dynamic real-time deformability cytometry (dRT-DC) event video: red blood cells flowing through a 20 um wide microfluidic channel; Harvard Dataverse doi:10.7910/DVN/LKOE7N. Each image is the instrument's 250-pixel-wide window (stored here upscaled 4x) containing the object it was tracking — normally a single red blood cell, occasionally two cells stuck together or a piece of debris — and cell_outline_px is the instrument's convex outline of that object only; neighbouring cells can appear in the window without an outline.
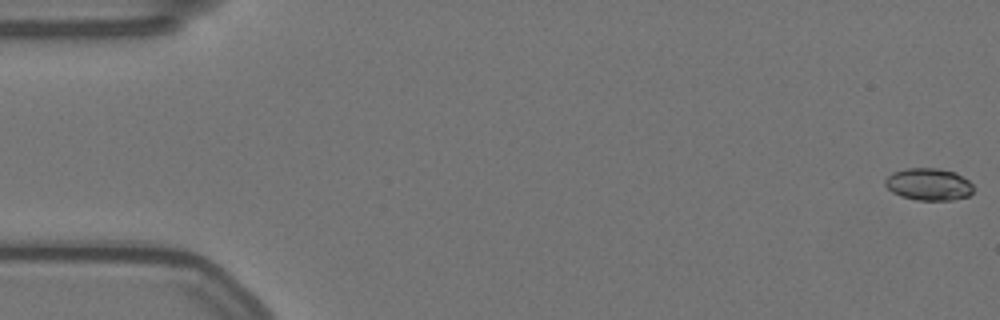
{"species": "Egyptian fruit bat (a non-hibernating species)", "species_latin": "Rousettus aegyptiacus", "temperature_condition": "warm", "stored_images_in_passage": 31, "camera_frame_rate_fps": 3000, "um_per_image_px": 0.085, "animal": {"sex": "female"}, "frame": {"image": 1, "passage_image": 1, "time_ms": 0.0, "image_size_px": [1000, 320], "cell_outline_px": [[972, 192], [968, 196], [952, 200], [916, 200], [900, 196], [892, 192], [884, 184], [884, 180], [892, 172], [908, 168], [940, 168], [956, 172], [968, 180], [972, 184]], "centroid_in_image_um": [78.92, 15.66], "position_along_channel_um": 6.1, "area_um2": 16.65}}
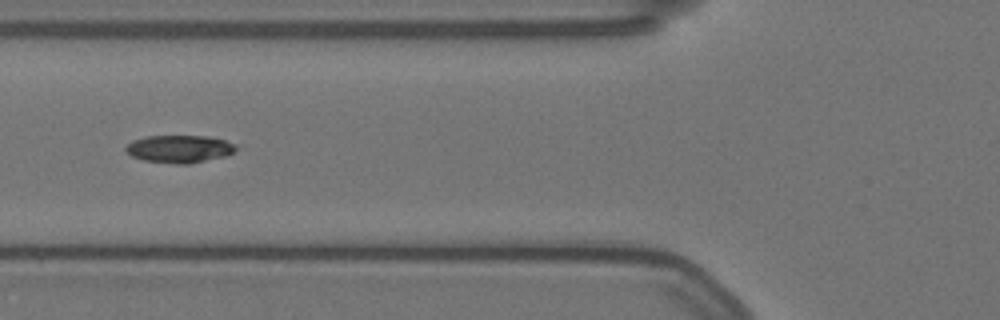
{"frame": {"image": 2, "passage_image": 22, "time_ms": 7.0, "image_size_px": [1000, 320], "cell_outline_px": [[240, 144], [232, 152], [224, 156], [188, 164], [176, 164], [144, 160], [132, 156], [124, 152], [124, 148], [132, 140], [148, 136], [208, 136]], "centroid_in_image_um": [15.23, 12.65], "position_along_channel_um": 110.6, "area_um2": 17.74}}
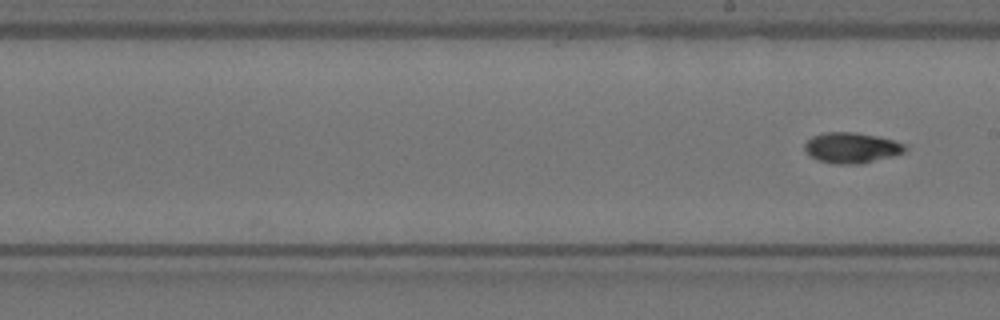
{"frame": {"image": 3, "passage_image": 31, "time_ms": 10.0, "image_size_px": [1000, 320], "cell_outline_px": [[908, 148], [904, 152], [892, 156], [860, 164], [832, 164], [816, 160], [804, 148], [804, 144], [812, 136], [824, 132], [856, 132], [876, 136], [908, 144]], "centroid_in_image_um": [72.39, 12.56], "position_along_channel_um": 216.6, "area_um2": 17.98}}